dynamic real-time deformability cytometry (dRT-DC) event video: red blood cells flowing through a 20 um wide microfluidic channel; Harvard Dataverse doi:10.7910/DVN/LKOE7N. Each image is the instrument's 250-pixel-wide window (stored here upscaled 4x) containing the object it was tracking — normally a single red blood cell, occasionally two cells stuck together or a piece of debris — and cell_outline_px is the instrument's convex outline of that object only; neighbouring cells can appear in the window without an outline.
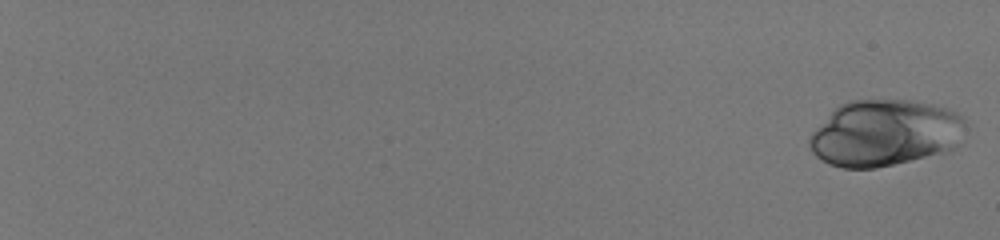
{"species": "human", "species_latin": "Homo sapiens", "temperature_condition": "room temperature", "stored_images_in_passage": 46, "camera_frame_rate_fps": 3000, "um_per_image_px": 0.085, "donor": {"sex": "male"}, "frame": {"image": 1, "passage_image": 1, "time_ms": 0.0, "image_size_px": [1000, 240], "cell_outline_px": [[964, 124], [960, 144], [952, 152], [876, 168], [844, 168], [828, 164], [816, 156], [812, 152], [808, 140], [812, 132], [840, 104], [848, 100], [912, 100], [932, 104], [956, 112], [964, 116]], "centroid_in_image_um": [75.26, 11.33], "position_along_channel_um": 9.7, "area_um2": 60.86}}
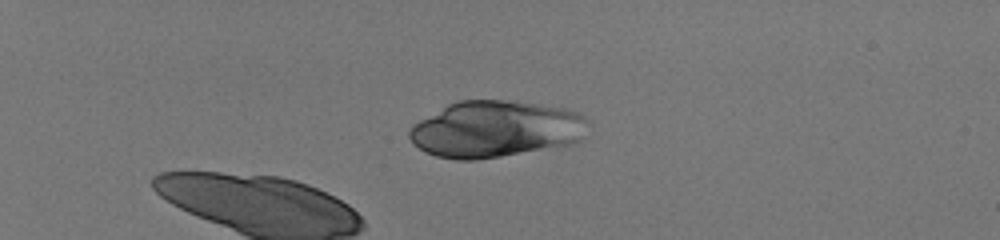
{"frame": {"image": 2, "passage_image": 18, "time_ms": 5.667, "image_size_px": [1000, 240], "cell_outline_px": [[588, 120], [580, 140], [572, 144], [476, 160], [456, 160], [436, 156], [424, 152], [408, 136], [408, 132], [412, 124], [448, 104], [460, 100], [504, 100], [536, 104], [564, 108], [580, 112]], "centroid_in_image_um": [42.1, 10.97], "position_along_channel_um": 42.9, "area_um2": 58.67}}